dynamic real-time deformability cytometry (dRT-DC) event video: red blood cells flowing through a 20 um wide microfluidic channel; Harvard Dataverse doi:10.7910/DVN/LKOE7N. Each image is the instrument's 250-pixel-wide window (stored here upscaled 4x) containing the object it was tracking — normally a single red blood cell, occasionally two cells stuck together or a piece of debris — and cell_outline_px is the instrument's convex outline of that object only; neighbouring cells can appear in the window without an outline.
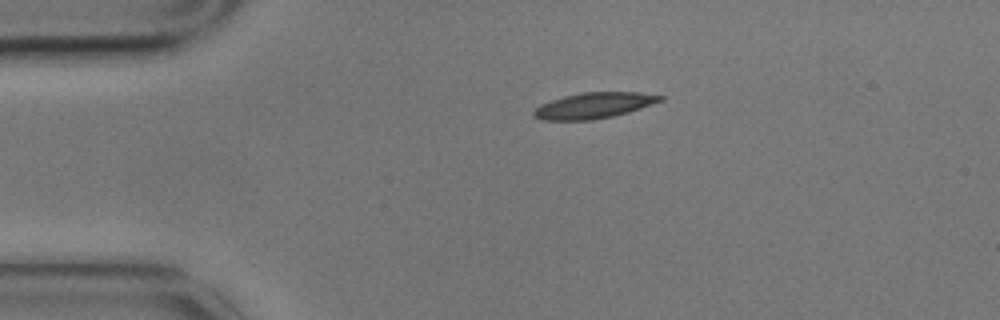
{"species": "common noctule bat (a hibernating species)", "species_latin": "Nyctalus noctula", "temperature_condition": "cold", "stored_images_in_passage": 2, "camera_frame_rate_fps": 3000, "um_per_image_px": 0.085, "animal": {"sex": "male", "body_mass_g": 17.9}, "frame": {"image": 1, "passage_image": 1, "time_ms": 0.0, "image_size_px": [1000, 320], "cell_outline_px": [[664, 100], [628, 112], [612, 116], [592, 120], [540, 120], [532, 116], [532, 112], [540, 104], [564, 96], [584, 92], [640, 92], [664, 96]], "centroid_in_image_um": [50.46, 8.97], "position_along_channel_um": 34.5, "area_um2": 19.02}}